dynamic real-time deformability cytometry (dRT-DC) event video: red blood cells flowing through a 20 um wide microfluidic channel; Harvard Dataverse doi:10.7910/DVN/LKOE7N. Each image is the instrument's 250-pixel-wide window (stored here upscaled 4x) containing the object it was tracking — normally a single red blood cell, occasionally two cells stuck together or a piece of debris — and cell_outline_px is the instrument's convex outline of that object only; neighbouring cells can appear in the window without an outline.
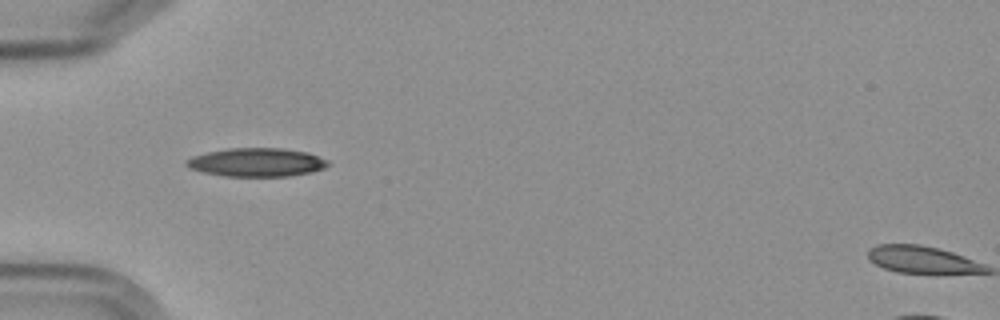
{"species": "Egyptian fruit bat (a non-hibernating species)", "species_latin": "Rousettus aegyptiacus", "temperature_condition": "cold", "stored_images_in_passage": 3, "camera_frame_rate_fps": 3000, "um_per_image_px": 0.085, "frame": {"image": 1, "passage_image": 2, "time_ms": 1.333, "image_size_px": [1000, 320], "cell_outline_px": [[332, 164], [324, 168], [312, 172], [288, 176], [224, 176], [204, 172], [188, 168], [184, 164], [184, 160], [192, 156], [208, 152], [228, 148], [284, 148], [308, 152], [328, 160]], "centroid_in_image_um": [21.82, 13.79], "position_along_channel_um": 63.2, "area_um2": 23.76}}
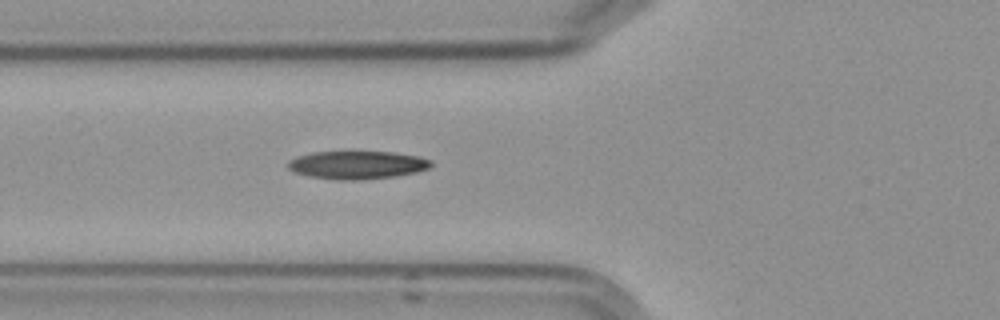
{"frame": {"image": 2, "passage_image": 3, "time_ms": 2.333, "image_size_px": [1000, 320], "cell_outline_px": [[432, 164], [428, 168], [416, 172], [396, 176], [356, 180], [336, 180], [308, 176], [292, 172], [288, 168], [288, 160], [296, 156], [312, 152], [392, 152], [420, 156], [432, 160]], "centroid_in_image_um": [30.33, 14.02], "position_along_channel_um": 95.5, "area_um2": 23.52}}